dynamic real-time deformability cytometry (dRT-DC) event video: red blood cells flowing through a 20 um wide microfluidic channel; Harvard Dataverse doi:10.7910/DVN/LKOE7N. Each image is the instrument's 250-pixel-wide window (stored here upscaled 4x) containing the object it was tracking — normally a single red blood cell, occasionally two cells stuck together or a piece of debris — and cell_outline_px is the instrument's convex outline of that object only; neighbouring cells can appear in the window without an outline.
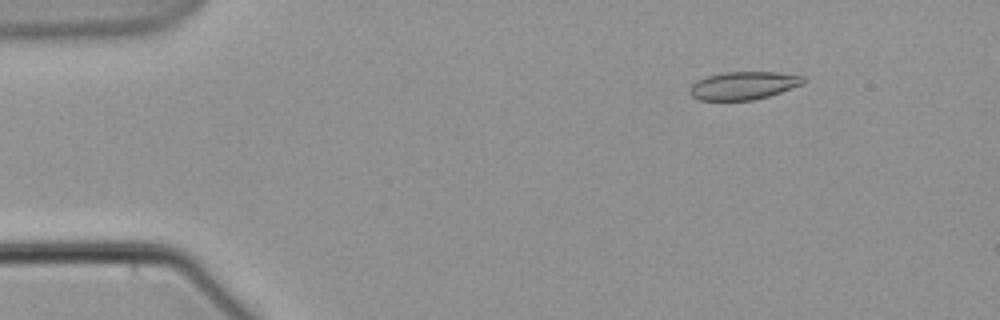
{"species": "common noctule bat (a hibernating species)", "species_latin": "Nyctalus noctula", "temperature_condition": "warm", "stored_images_in_passage": 3, "camera_frame_rate_fps": 3000, "um_per_image_px": 0.085, "animal": {"sex": "male", "body_mass_g": 21.5, "forearm_length_mm": 52.0}, "frame": {"image": 1, "passage_image": 1, "time_ms": 0.0, "image_size_px": [1000, 320], "cell_outline_px": [[808, 80], [804, 84], [768, 96], [752, 100], [700, 100], [692, 96], [688, 92], [688, 88], [696, 80], [708, 76], [724, 72], [776, 72], [804, 76]], "centroid_in_image_um": [63.2, 7.27], "position_along_channel_um": 21.8, "area_um2": 18.61}}
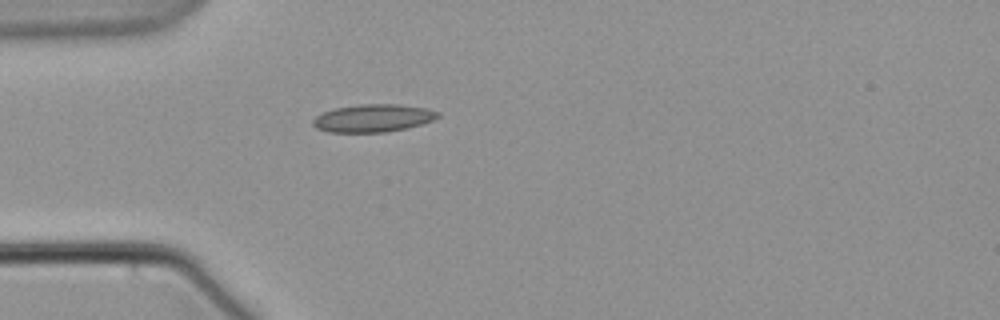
{"frame": {"image": 2, "passage_image": 3, "time_ms": 3.333, "image_size_px": [1000, 320], "cell_outline_px": [[440, 116], [432, 120], [420, 124], [388, 132], [328, 132], [316, 128], [312, 124], [312, 120], [316, 116], [332, 108], [360, 104], [396, 104], [428, 108], [440, 112]], "centroid_in_image_um": [31.69, 10.03], "position_along_channel_um": 53.3, "area_um2": 20.23}}